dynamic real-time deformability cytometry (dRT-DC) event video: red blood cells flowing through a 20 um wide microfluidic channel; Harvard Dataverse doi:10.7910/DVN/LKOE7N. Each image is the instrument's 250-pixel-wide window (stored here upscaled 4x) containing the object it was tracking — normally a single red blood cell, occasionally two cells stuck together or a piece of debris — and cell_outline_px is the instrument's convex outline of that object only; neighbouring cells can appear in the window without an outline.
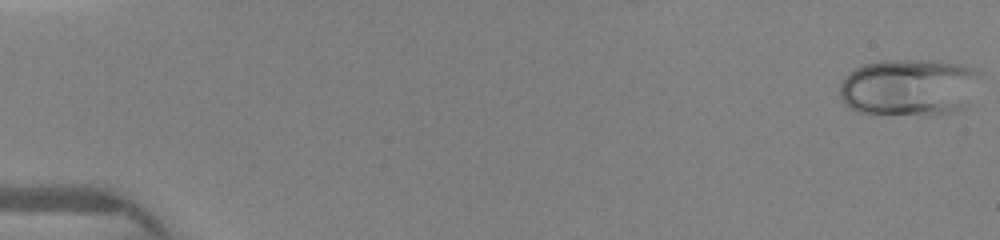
{"species": "human", "species_latin": "Homo sapiens", "temperature_condition": "warm", "stored_images_in_passage": 4, "camera_frame_rate_fps": 3000, "um_per_image_px": 0.085, "donor": {"sex": "female"}, "frame": {"image": 1, "passage_image": 1, "time_ms": 0.0, "image_size_px": [1000, 240], "cell_outline_px": [[984, 72], [964, 108], [956, 112], [932, 116], [928, 116], [860, 112], [844, 104], [840, 96], [840, 84], [856, 68], [864, 64], [880, 60], [932, 60], [964, 64], [976, 68]], "centroid_in_image_um": [77.35, 7.42], "position_along_channel_um": 7.6, "area_um2": 47.45}}